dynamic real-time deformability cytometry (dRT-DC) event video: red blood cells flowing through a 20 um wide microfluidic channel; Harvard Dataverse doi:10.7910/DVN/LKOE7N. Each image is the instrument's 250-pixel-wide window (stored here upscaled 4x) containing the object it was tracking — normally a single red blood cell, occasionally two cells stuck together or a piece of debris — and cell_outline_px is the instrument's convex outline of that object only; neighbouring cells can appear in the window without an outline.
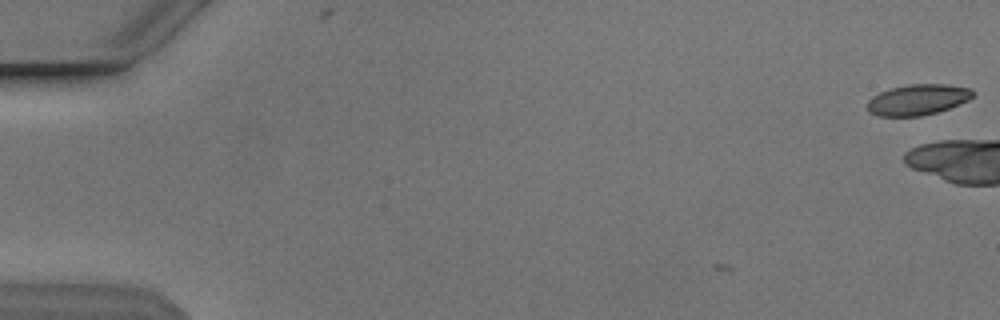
{"species": "Egyptian fruit bat (a non-hibernating species)", "species_latin": "Rousettus aegyptiacus", "temperature_condition": "cold", "stored_images_in_passage": 3, "camera_frame_rate_fps": 3000, "um_per_image_px": 0.085, "animal": {"sex": "male"}, "frame": {"image": 1, "passage_image": 3, "time_ms": 0.667, "image_size_px": [1000, 320], "cell_outline_px": [[976, 96], [968, 100], [948, 108], [936, 112], [920, 116], [880, 116], [868, 112], [868, 100], [872, 96], [888, 88], [908, 84], [948, 84], [972, 88], [976, 92]], "centroid_in_image_um": [78.04, 8.45], "position_along_channel_um": 7.0, "area_um2": 19.13}}